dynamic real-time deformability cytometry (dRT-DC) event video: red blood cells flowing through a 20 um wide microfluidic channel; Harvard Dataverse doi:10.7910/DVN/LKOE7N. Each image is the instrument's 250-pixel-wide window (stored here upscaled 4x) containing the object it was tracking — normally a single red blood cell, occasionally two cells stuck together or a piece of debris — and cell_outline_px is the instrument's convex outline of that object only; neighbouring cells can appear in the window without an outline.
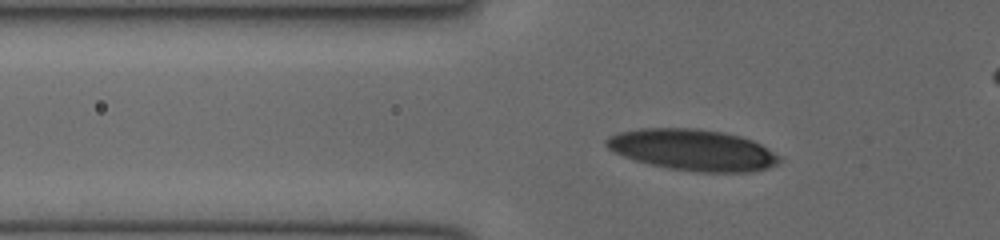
{"species": "human", "species_latin": "Homo sapiens", "temperature_condition": "cold", "stored_images_in_passage": 44, "camera_frame_rate_fps": 3000, "um_per_image_px": 0.085, "donor": {"sex": "female"}, "frame": {"image": 1, "passage_image": 13, "time_ms": 4.0, "image_size_px": [1000, 240], "cell_outline_px": [[784, 160], [768, 168], [752, 172], [700, 172], [668, 168], [636, 160], [624, 156], [608, 148], [604, 140], [620, 132], [640, 128], [696, 128], [720, 132], [740, 136], [752, 140], [760, 144], [780, 156]], "centroid_in_image_um": [58.93, 12.74], "position_along_channel_um": 66.9, "area_um2": 41.27}}
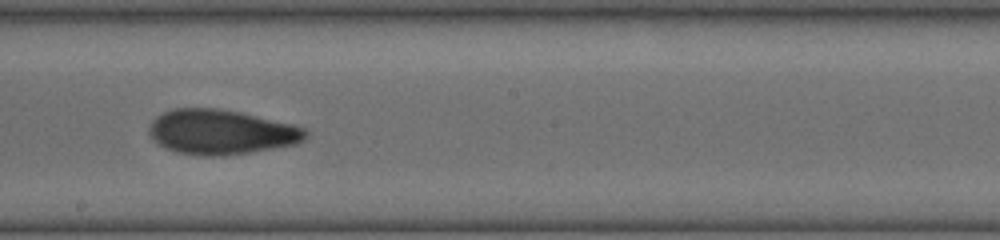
{"frame": {"image": 2, "passage_image": 25, "time_ms": 8.0, "image_size_px": [1000, 240], "cell_outline_px": [[308, 136], [304, 140], [296, 144], [224, 156], [200, 156], [176, 152], [164, 148], [156, 144], [152, 140], [148, 132], [148, 128], [152, 120], [156, 116], [164, 112], [176, 108], [216, 108], [240, 112], [292, 124], [304, 128], [308, 132]], "centroid_in_image_um": [18.74, 11.23], "position_along_channel_um": 229.5, "area_um2": 41.04}}
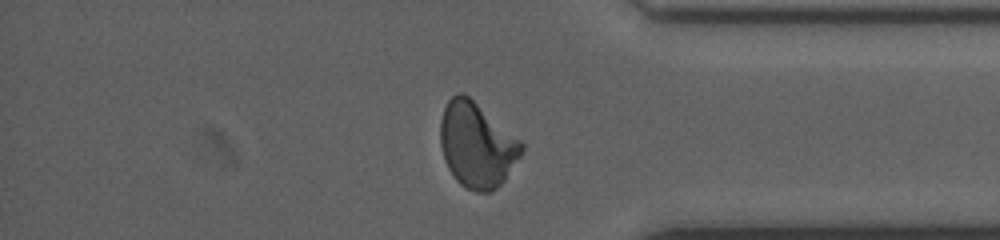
{"frame": {"image": 3, "passage_image": 37, "time_ms": 12.0, "image_size_px": [1000, 240], "cell_outline_px": [[524, 148], [520, 156], [504, 180], [496, 188], [488, 192], [476, 192], [464, 188], [456, 180], [448, 168], [444, 160], [440, 144], [440, 120], [444, 108], [448, 100], [456, 92], [464, 92], [520, 140], [524, 144]], "centroid_in_image_um": [40.5, 12.32], "position_along_channel_um": 394.7, "area_um2": 40.17}}